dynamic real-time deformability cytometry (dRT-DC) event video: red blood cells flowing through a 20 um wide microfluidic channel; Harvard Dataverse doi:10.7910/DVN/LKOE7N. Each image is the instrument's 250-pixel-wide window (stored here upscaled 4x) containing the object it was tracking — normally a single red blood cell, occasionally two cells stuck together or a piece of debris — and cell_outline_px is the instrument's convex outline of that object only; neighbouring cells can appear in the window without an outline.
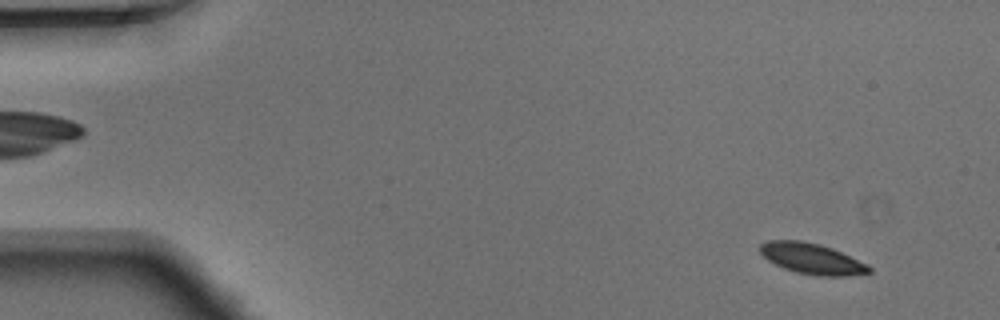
{"species": "Egyptian fruit bat (a non-hibernating species)", "species_latin": "Rousettus aegyptiacus", "temperature_condition": "warm", "stored_images_in_passage": 14, "camera_frame_rate_fps": 3000, "um_per_image_px": 0.085, "animal": {"sex": "male"}, "frame": {"image": 1, "passage_image": 3, "time_ms": 0.667, "image_size_px": [1000, 320], "cell_outline_px": [[872, 272], [848, 276], [816, 276], [796, 272], [784, 268], [768, 260], [760, 252], [760, 244], [768, 240], [800, 240], [820, 244], [832, 248], [868, 264], [872, 268]], "centroid_in_image_um": [69.03, 21.99], "position_along_channel_um": 16.0, "area_um2": 19.59}}